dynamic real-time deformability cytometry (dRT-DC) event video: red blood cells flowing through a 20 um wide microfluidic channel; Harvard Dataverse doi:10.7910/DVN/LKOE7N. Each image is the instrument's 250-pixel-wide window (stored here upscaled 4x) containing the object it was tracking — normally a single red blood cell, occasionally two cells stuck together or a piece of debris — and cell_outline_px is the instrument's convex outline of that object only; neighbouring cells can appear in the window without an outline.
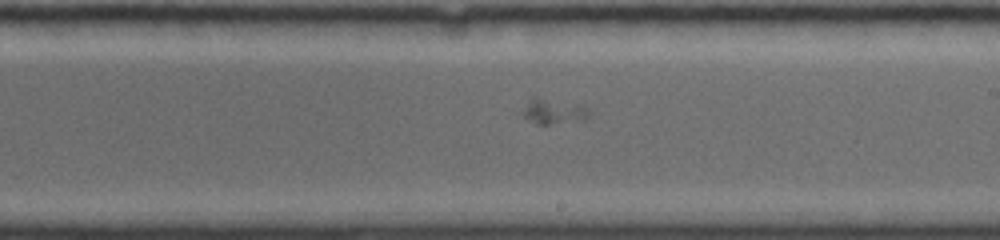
{"species": "common noctule bat (a hibernating species)", "species_latin": "Nyctalus noctula", "temperature_condition": "room temperature", "stored_images_in_passage": 34, "camera_frame_rate_fps": 4000, "um_per_image_px": 0.085, "animal": {"sex": "female", "body_mass_g": 19.0, "forearm_length_mm": 56.7}, "frame": {"image": 1, "passage_image": 20, "time_ms": 9.0, "image_size_px": [1000, 240], "cell_outline_px": [[588, 116], [584, 120], [548, 124], [536, 124], [524, 116], [520, 112], [532, 96], [536, 96], [584, 104], [588, 108]], "centroid_in_image_um": [47.05, 9.43], "position_along_channel_um": 241.9, "area_um2": 10.06}}
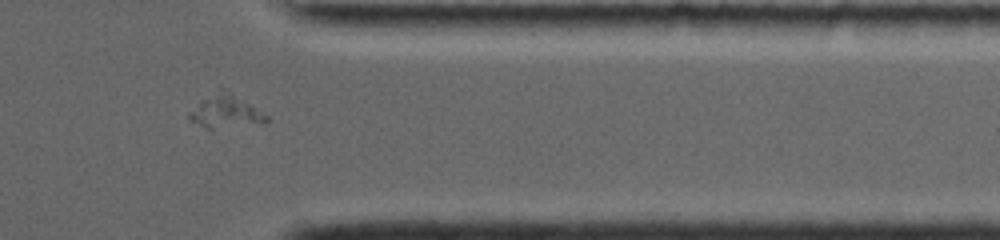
{"frame": {"image": 2, "passage_image": 29, "time_ms": 13.0, "image_size_px": [1000, 240], "cell_outline_px": [[268, 120], [212, 128], [204, 128], [188, 120], [188, 112], [200, 100], [220, 88], [224, 88], [268, 116]], "centroid_in_image_um": [19.03, 9.43], "position_along_channel_um": 392.4, "area_um2": 14.16}}